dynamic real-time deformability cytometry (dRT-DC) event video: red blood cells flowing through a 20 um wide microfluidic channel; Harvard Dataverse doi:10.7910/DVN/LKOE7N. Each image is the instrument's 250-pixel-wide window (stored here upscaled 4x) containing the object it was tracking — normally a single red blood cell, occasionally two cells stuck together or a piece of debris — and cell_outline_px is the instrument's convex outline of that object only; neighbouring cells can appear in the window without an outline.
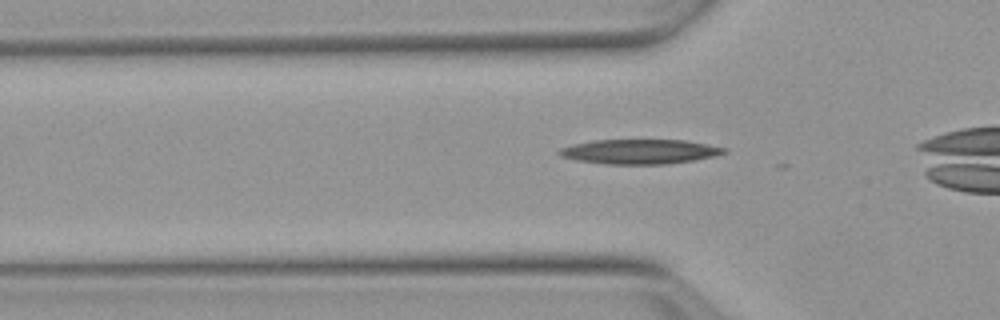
{"species": "Egyptian fruit bat (a non-hibernating species)", "species_latin": "Rousettus aegyptiacus", "temperature_condition": "warm", "stored_images_in_passage": 12, "camera_frame_rate_fps": 3000, "um_per_image_px": 0.085, "animal": {"sex": "female"}, "frame": {"image": 1, "passage_image": 8, "time_ms": 2.333, "image_size_px": [1000, 320], "cell_outline_px": [[728, 152], [712, 156], [692, 160], [664, 164], [604, 164], [576, 160], [560, 156], [556, 152], [560, 148], [572, 144], [592, 140], [684, 140], [708, 144], [728, 148]], "centroid_in_image_um": [54.34, 12.88], "position_along_channel_um": 71.5, "area_um2": 23.7}}